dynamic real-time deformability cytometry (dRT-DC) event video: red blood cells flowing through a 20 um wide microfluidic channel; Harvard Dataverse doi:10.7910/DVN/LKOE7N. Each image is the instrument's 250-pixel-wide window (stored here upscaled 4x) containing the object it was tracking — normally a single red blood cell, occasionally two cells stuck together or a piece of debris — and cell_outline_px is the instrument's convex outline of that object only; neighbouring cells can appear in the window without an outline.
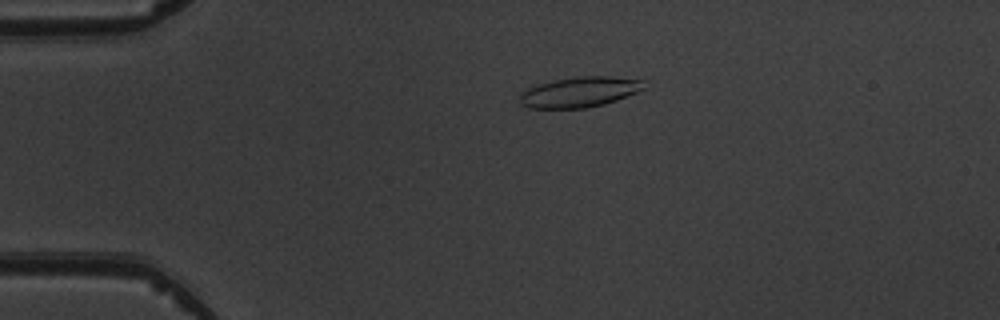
{"species": "common noctule bat (a hibernating species)", "species_latin": "Nyctalus noctula", "temperature_condition": "warm", "stored_images_in_passage": 3, "camera_frame_rate_fps": 3000, "um_per_image_px": 0.085, "animal": {"sex": "male", "body_mass_g": 19.5, "forearm_length_mm": 54.6}, "frame": {"image": 1, "passage_image": 2, "time_ms": 1.0, "image_size_px": [1000, 320], "cell_outline_px": [[644, 88], [636, 92], [616, 100], [604, 104], [584, 108], [528, 108], [520, 104], [520, 96], [528, 88], [540, 84], [556, 80], [580, 76], [608, 76], [644, 80]], "centroid_in_image_um": [49.27, 7.83], "position_along_channel_um": 35.7, "area_um2": 21.62}}